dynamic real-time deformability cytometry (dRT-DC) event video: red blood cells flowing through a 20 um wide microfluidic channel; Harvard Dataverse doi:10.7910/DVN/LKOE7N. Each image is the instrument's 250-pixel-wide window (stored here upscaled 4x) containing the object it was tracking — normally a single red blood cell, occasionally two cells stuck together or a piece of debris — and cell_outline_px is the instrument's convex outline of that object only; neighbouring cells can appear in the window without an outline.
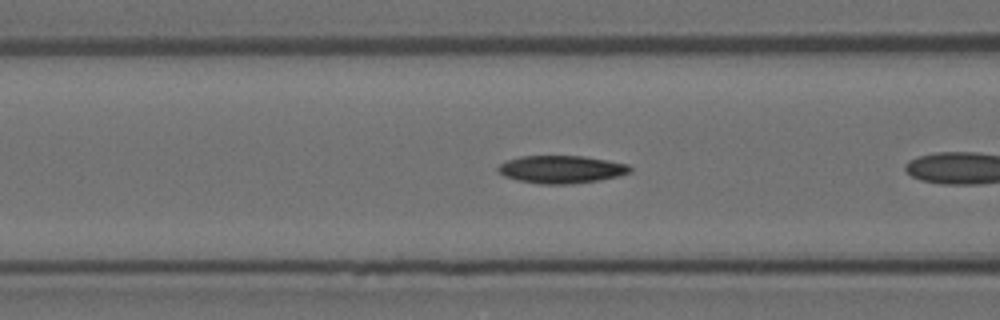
{"species": "Egyptian fruit bat (a non-hibernating species)", "species_latin": "Rousettus aegyptiacus", "temperature_condition": "room temperature", "stored_images_in_passage": 17, "camera_frame_rate_fps": 3000, "um_per_image_px": 0.085, "animal": {"sex": "female"}, "frame": {"image": 1, "passage_image": 6, "time_ms": 1.667, "image_size_px": [1000, 320], "cell_outline_px": [[632, 172], [600, 180], [572, 184], [540, 184], [516, 180], [504, 176], [496, 168], [500, 164], [508, 160], [520, 156], [584, 156], [608, 160], [628, 164], [632, 168]], "centroid_in_image_um": [47.72, 14.4], "position_along_channel_um": 118.9, "area_um2": 21.39}}